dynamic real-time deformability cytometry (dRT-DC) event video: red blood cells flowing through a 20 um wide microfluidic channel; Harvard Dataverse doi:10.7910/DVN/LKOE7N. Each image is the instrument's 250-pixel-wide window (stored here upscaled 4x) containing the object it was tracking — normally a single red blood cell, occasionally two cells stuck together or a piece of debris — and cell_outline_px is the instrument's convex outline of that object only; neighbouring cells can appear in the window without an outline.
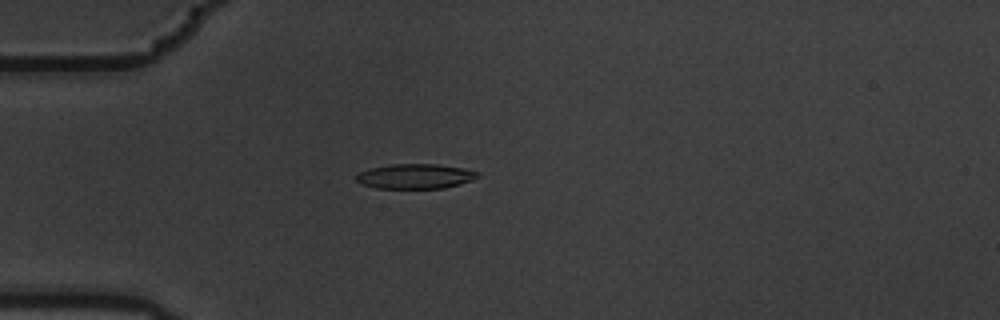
{"species": "common noctule bat (a hibernating species)", "species_latin": "Nyctalus noctula", "temperature_condition": "warm", "stored_images_in_passage": 8, "camera_frame_rate_fps": 3000, "um_per_image_px": 0.085, "animal": {"sex": "male", "body_mass_g": 19.5, "forearm_length_mm": 54.6}, "frame": {"image": 1, "passage_image": 4, "time_ms": 1.0, "image_size_px": [1000, 320], "cell_outline_px": [[480, 176], [472, 180], [460, 184], [444, 188], [376, 188], [364, 184], [356, 180], [356, 176], [360, 172], [372, 168], [392, 164], [436, 164], [464, 168], [480, 172]], "centroid_in_image_um": [35.36, 14.98], "position_along_channel_um": 49.6, "area_um2": 17.46}}
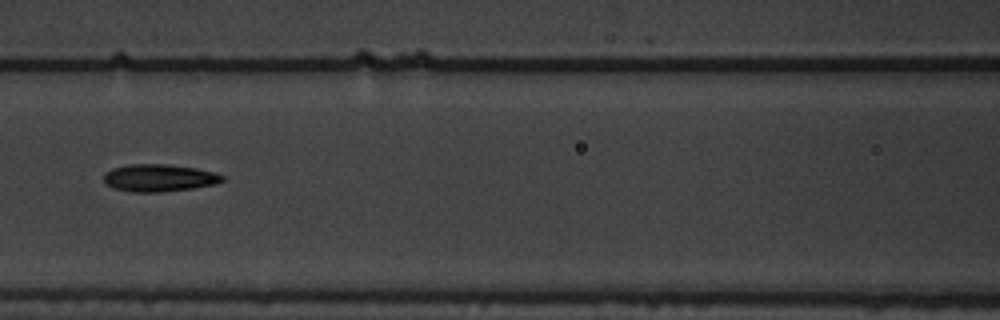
{"frame": {"image": 2, "passage_image": 7, "time_ms": 2.0, "image_size_px": [1000, 320], "cell_outline_px": [[224, 180], [216, 184], [192, 188], [160, 192], [132, 192], [112, 188], [104, 184], [104, 172], [112, 168], [128, 164], [168, 164], [196, 168], [212, 172], [224, 176]], "centroid_in_image_um": [13.47, 15.12], "position_along_channel_um": 153.1, "area_um2": 19.02}}
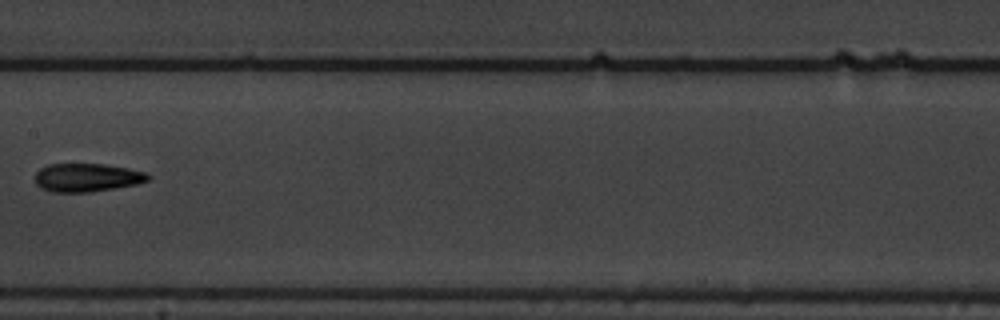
{"frame": {"image": 3, "passage_image": 8, "time_ms": 2.333, "image_size_px": [1000, 320], "cell_outline_px": [[152, 176], [148, 180], [136, 184], [88, 192], [52, 192], [40, 188], [36, 184], [36, 172], [40, 168], [48, 164], [104, 164], [128, 168], [144, 172]], "centroid_in_image_um": [7.36, 15.08], "position_along_channel_um": 200.0, "area_um2": 18.55}}